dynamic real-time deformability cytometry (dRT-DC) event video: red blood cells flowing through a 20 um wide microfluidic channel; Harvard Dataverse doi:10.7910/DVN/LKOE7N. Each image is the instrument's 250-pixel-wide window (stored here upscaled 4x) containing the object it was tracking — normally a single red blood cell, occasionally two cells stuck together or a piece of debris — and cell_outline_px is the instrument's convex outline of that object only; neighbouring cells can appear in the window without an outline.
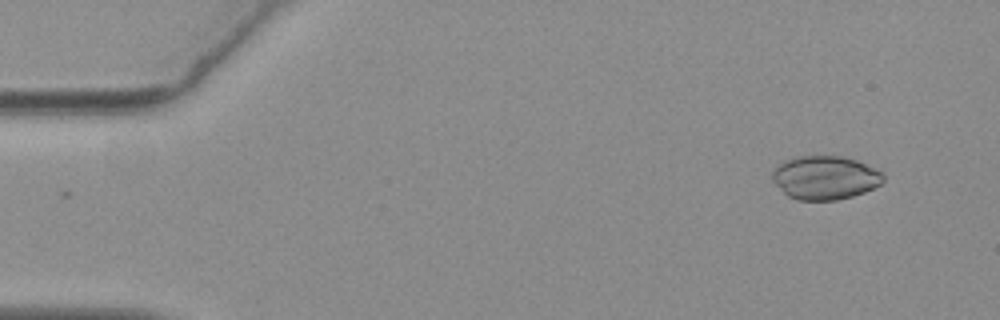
{"species": "common noctule bat (a hibernating species)", "species_latin": "Nyctalus noctula", "temperature_condition": "warm", "stored_images_in_passage": 52, "camera_frame_rate_fps": 3000, "um_per_image_px": 0.085, "animal": {"sex": "female", "body_mass_g": 19.3, "forearm_length_mm": 54.1}, "frame": {"image": 1, "passage_image": 1, "time_ms": 0.0, "image_size_px": [1000, 320], "cell_outline_px": [[884, 180], [880, 184], [864, 192], [852, 196], [836, 200], [796, 200], [788, 196], [768, 176], [784, 160], [796, 156], [840, 156], [856, 160], [880, 168], [884, 172]], "centroid_in_image_um": [70.15, 15.09], "position_along_channel_um": 14.9, "area_um2": 28.5}}
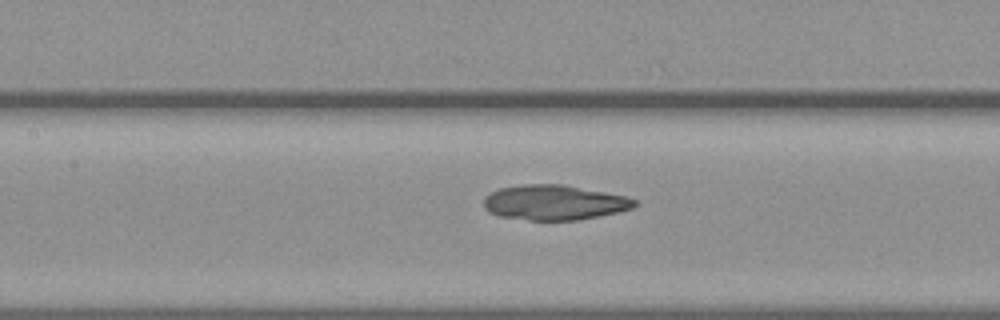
{"frame": {"image": 2, "passage_image": 22, "time_ms": 7.0, "image_size_px": [1000, 320], "cell_outline_px": [[636, 204], [632, 208], [616, 212], [576, 220], [528, 220], [500, 216], [488, 212], [484, 208], [484, 196], [500, 188], [524, 184], [564, 184], [628, 196], [636, 200]], "centroid_in_image_um": [47.09, 17.2], "position_along_channel_um": 160.3, "area_um2": 30.75}}
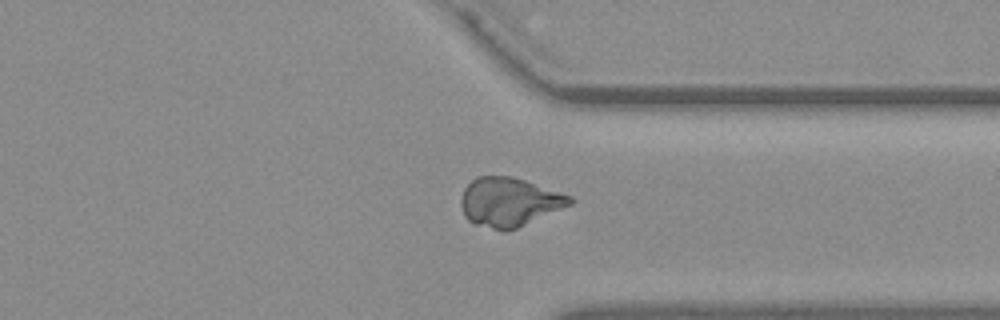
{"frame": {"image": 3, "passage_image": 39, "time_ms": 12.667, "image_size_px": [1000, 320], "cell_outline_px": [[576, 200], [572, 204], [516, 228], [504, 232], [476, 224], [468, 220], [464, 216], [460, 204], [460, 200], [464, 188], [476, 176], [512, 176], [572, 196]], "centroid_in_image_um": [43.26, 17.17], "position_along_channel_um": 368.1, "area_um2": 30.98}}